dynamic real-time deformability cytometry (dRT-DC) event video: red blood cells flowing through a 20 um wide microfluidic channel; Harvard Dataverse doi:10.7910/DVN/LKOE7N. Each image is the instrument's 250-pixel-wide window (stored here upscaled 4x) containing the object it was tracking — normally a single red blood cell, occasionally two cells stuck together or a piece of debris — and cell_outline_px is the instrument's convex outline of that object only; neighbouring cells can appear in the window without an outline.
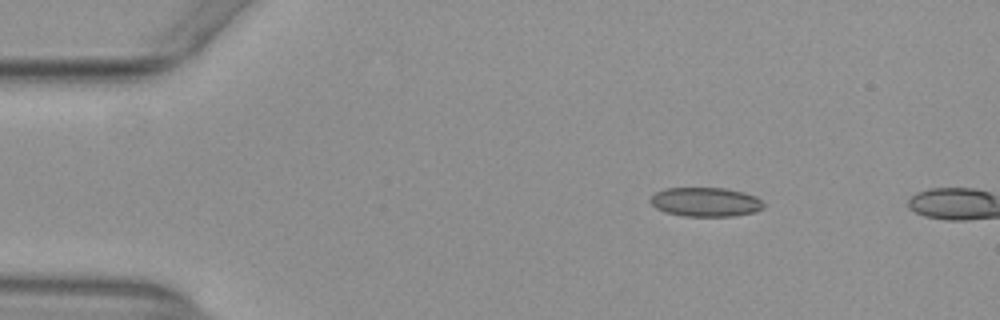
{"species": "common noctule bat (a hibernating species)", "species_latin": "Nyctalus noctula", "temperature_condition": "warm", "stored_images_in_passage": 9, "camera_frame_rate_fps": 3000, "um_per_image_px": 0.085, "animal": {"sex": "female", "body_mass_g": 29.2, "forearm_length_mm": 56.3}, "frame": {"image": 1, "passage_image": 7, "time_ms": 2.0, "image_size_px": [1000, 320], "cell_outline_px": [[764, 208], [756, 212], [736, 216], [684, 216], [664, 212], [656, 208], [648, 200], [656, 192], [664, 188], [728, 188], [744, 192], [756, 196], [764, 204]], "centroid_in_image_um": [59.99, 17.17], "position_along_channel_um": 25.0, "area_um2": 19.48}}